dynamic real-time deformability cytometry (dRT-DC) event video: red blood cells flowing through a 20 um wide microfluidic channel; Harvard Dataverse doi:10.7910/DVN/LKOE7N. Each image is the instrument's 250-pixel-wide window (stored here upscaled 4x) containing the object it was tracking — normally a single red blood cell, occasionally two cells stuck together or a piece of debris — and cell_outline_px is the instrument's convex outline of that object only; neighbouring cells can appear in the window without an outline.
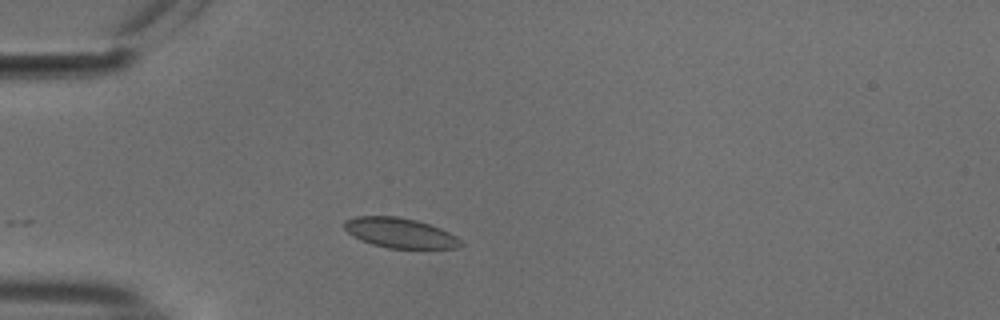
{"species": "common noctule bat (a hibernating species)", "species_latin": "Nyctalus noctula", "temperature_condition": "cold", "stored_images_in_passage": 12, "camera_frame_rate_fps": 3000, "um_per_image_px": 0.085, "animal": {"sex": "male", "body_mass_g": 18.8}, "frame": {"image": 1, "passage_image": 1, "time_ms": 0.0, "image_size_px": [1000, 320], "cell_outline_px": [[464, 244], [456, 248], [388, 248], [372, 244], [360, 240], [352, 236], [344, 228], [344, 220], [356, 216], [396, 216], [416, 220], [440, 228], [456, 236]], "centroid_in_image_um": [33.97, 19.79], "position_along_channel_um": 51.0, "area_um2": 20.29}}
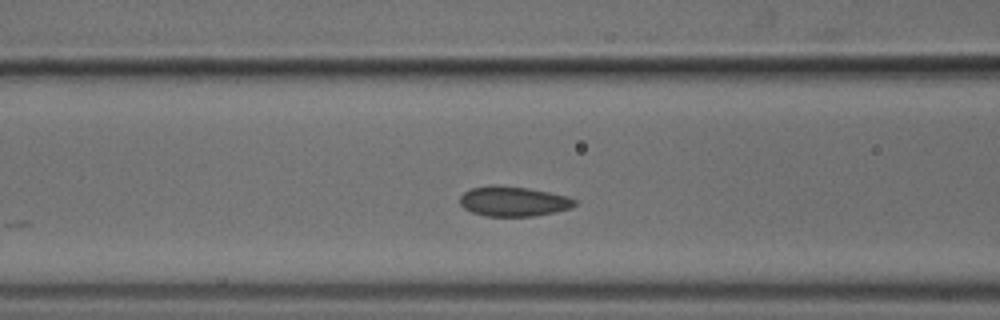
{"frame": {"image": 2, "passage_image": 8, "time_ms": 2.333, "image_size_px": [1000, 320], "cell_outline_px": [[576, 204], [572, 208], [532, 216], [484, 216], [472, 212], [464, 208], [460, 204], [460, 196], [464, 192], [472, 188], [528, 188], [568, 196], [576, 200]], "centroid_in_image_um": [43.67, 17.16], "position_along_channel_um": 122.9, "area_um2": 19.19}}
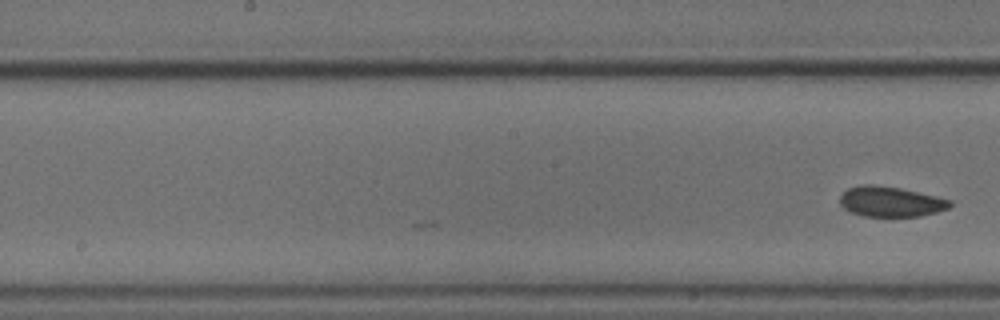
{"frame": {"image": 3, "passage_image": 12, "time_ms": 3.667, "image_size_px": [1000, 320], "cell_outline_px": [[952, 204], [948, 208], [936, 212], [920, 216], [864, 216], [852, 212], [844, 208], [840, 204], [840, 196], [848, 188], [860, 184], [872, 184], [900, 188], [936, 196], [952, 200]], "centroid_in_image_um": [75.7, 17.13], "position_along_channel_um": 172.5, "area_um2": 19.31}}